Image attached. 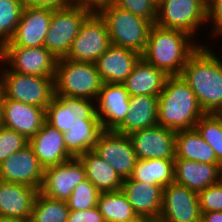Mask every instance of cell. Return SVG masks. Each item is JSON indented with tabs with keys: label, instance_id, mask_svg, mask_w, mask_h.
<instances>
[{
	"label": "cell",
	"instance_id": "obj_7",
	"mask_svg": "<svg viewBox=\"0 0 222 222\" xmlns=\"http://www.w3.org/2000/svg\"><path fill=\"white\" fill-rule=\"evenodd\" d=\"M91 13V10L71 3L65 8L53 10L44 47L57 59L66 57L82 24Z\"/></svg>",
	"mask_w": 222,
	"mask_h": 222
},
{
	"label": "cell",
	"instance_id": "obj_15",
	"mask_svg": "<svg viewBox=\"0 0 222 222\" xmlns=\"http://www.w3.org/2000/svg\"><path fill=\"white\" fill-rule=\"evenodd\" d=\"M45 168L28 144L0 164V181L24 184L40 190Z\"/></svg>",
	"mask_w": 222,
	"mask_h": 222
},
{
	"label": "cell",
	"instance_id": "obj_31",
	"mask_svg": "<svg viewBox=\"0 0 222 222\" xmlns=\"http://www.w3.org/2000/svg\"><path fill=\"white\" fill-rule=\"evenodd\" d=\"M97 207L105 222H130L139 218L122 190L100 193Z\"/></svg>",
	"mask_w": 222,
	"mask_h": 222
},
{
	"label": "cell",
	"instance_id": "obj_35",
	"mask_svg": "<svg viewBox=\"0 0 222 222\" xmlns=\"http://www.w3.org/2000/svg\"><path fill=\"white\" fill-rule=\"evenodd\" d=\"M100 191L86 178L81 181L66 200L70 210H85L97 206Z\"/></svg>",
	"mask_w": 222,
	"mask_h": 222
},
{
	"label": "cell",
	"instance_id": "obj_34",
	"mask_svg": "<svg viewBox=\"0 0 222 222\" xmlns=\"http://www.w3.org/2000/svg\"><path fill=\"white\" fill-rule=\"evenodd\" d=\"M196 130L213 148L216 157L222 162V123L215 114L205 113L196 123Z\"/></svg>",
	"mask_w": 222,
	"mask_h": 222
},
{
	"label": "cell",
	"instance_id": "obj_11",
	"mask_svg": "<svg viewBox=\"0 0 222 222\" xmlns=\"http://www.w3.org/2000/svg\"><path fill=\"white\" fill-rule=\"evenodd\" d=\"M57 60L44 46L0 48V63L5 62L8 70L20 74L55 77Z\"/></svg>",
	"mask_w": 222,
	"mask_h": 222
},
{
	"label": "cell",
	"instance_id": "obj_26",
	"mask_svg": "<svg viewBox=\"0 0 222 222\" xmlns=\"http://www.w3.org/2000/svg\"><path fill=\"white\" fill-rule=\"evenodd\" d=\"M167 77L163 71L147 63L141 57L135 64L132 73L122 84L130 97L136 95L159 96Z\"/></svg>",
	"mask_w": 222,
	"mask_h": 222
},
{
	"label": "cell",
	"instance_id": "obj_33",
	"mask_svg": "<svg viewBox=\"0 0 222 222\" xmlns=\"http://www.w3.org/2000/svg\"><path fill=\"white\" fill-rule=\"evenodd\" d=\"M23 8L20 1L0 0V48L12 39Z\"/></svg>",
	"mask_w": 222,
	"mask_h": 222
},
{
	"label": "cell",
	"instance_id": "obj_36",
	"mask_svg": "<svg viewBox=\"0 0 222 222\" xmlns=\"http://www.w3.org/2000/svg\"><path fill=\"white\" fill-rule=\"evenodd\" d=\"M112 4L150 21L153 25L157 20L156 0H113Z\"/></svg>",
	"mask_w": 222,
	"mask_h": 222
},
{
	"label": "cell",
	"instance_id": "obj_42",
	"mask_svg": "<svg viewBox=\"0 0 222 222\" xmlns=\"http://www.w3.org/2000/svg\"><path fill=\"white\" fill-rule=\"evenodd\" d=\"M71 4L98 12L101 8L112 4L113 0H70Z\"/></svg>",
	"mask_w": 222,
	"mask_h": 222
},
{
	"label": "cell",
	"instance_id": "obj_24",
	"mask_svg": "<svg viewBox=\"0 0 222 222\" xmlns=\"http://www.w3.org/2000/svg\"><path fill=\"white\" fill-rule=\"evenodd\" d=\"M38 192L24 184L0 181V217L30 218Z\"/></svg>",
	"mask_w": 222,
	"mask_h": 222
},
{
	"label": "cell",
	"instance_id": "obj_32",
	"mask_svg": "<svg viewBox=\"0 0 222 222\" xmlns=\"http://www.w3.org/2000/svg\"><path fill=\"white\" fill-rule=\"evenodd\" d=\"M69 212L66 201L51 199L38 192L30 220L31 222H67Z\"/></svg>",
	"mask_w": 222,
	"mask_h": 222
},
{
	"label": "cell",
	"instance_id": "obj_4",
	"mask_svg": "<svg viewBox=\"0 0 222 222\" xmlns=\"http://www.w3.org/2000/svg\"><path fill=\"white\" fill-rule=\"evenodd\" d=\"M98 13L106 23L112 45L143 54L153 26L150 21L113 4L101 8Z\"/></svg>",
	"mask_w": 222,
	"mask_h": 222
},
{
	"label": "cell",
	"instance_id": "obj_20",
	"mask_svg": "<svg viewBox=\"0 0 222 222\" xmlns=\"http://www.w3.org/2000/svg\"><path fill=\"white\" fill-rule=\"evenodd\" d=\"M3 126L13 129L30 140L46 121L45 109L5 98Z\"/></svg>",
	"mask_w": 222,
	"mask_h": 222
},
{
	"label": "cell",
	"instance_id": "obj_10",
	"mask_svg": "<svg viewBox=\"0 0 222 222\" xmlns=\"http://www.w3.org/2000/svg\"><path fill=\"white\" fill-rule=\"evenodd\" d=\"M110 45L104 19L98 12H92L82 24L65 58L76 62L95 63Z\"/></svg>",
	"mask_w": 222,
	"mask_h": 222
},
{
	"label": "cell",
	"instance_id": "obj_27",
	"mask_svg": "<svg viewBox=\"0 0 222 222\" xmlns=\"http://www.w3.org/2000/svg\"><path fill=\"white\" fill-rule=\"evenodd\" d=\"M175 158L209 164H222L213 148L194 129L176 131Z\"/></svg>",
	"mask_w": 222,
	"mask_h": 222
},
{
	"label": "cell",
	"instance_id": "obj_16",
	"mask_svg": "<svg viewBox=\"0 0 222 222\" xmlns=\"http://www.w3.org/2000/svg\"><path fill=\"white\" fill-rule=\"evenodd\" d=\"M137 159H175L176 131L164 126L134 131L128 135Z\"/></svg>",
	"mask_w": 222,
	"mask_h": 222
},
{
	"label": "cell",
	"instance_id": "obj_17",
	"mask_svg": "<svg viewBox=\"0 0 222 222\" xmlns=\"http://www.w3.org/2000/svg\"><path fill=\"white\" fill-rule=\"evenodd\" d=\"M53 9L24 7L12 39L2 47L35 48L44 46Z\"/></svg>",
	"mask_w": 222,
	"mask_h": 222
},
{
	"label": "cell",
	"instance_id": "obj_30",
	"mask_svg": "<svg viewBox=\"0 0 222 222\" xmlns=\"http://www.w3.org/2000/svg\"><path fill=\"white\" fill-rule=\"evenodd\" d=\"M106 130L101 122L97 125H76L63 133L64 144L73 157L94 150Z\"/></svg>",
	"mask_w": 222,
	"mask_h": 222
},
{
	"label": "cell",
	"instance_id": "obj_40",
	"mask_svg": "<svg viewBox=\"0 0 222 222\" xmlns=\"http://www.w3.org/2000/svg\"><path fill=\"white\" fill-rule=\"evenodd\" d=\"M67 222H105L98 207L85 210H70Z\"/></svg>",
	"mask_w": 222,
	"mask_h": 222
},
{
	"label": "cell",
	"instance_id": "obj_6",
	"mask_svg": "<svg viewBox=\"0 0 222 222\" xmlns=\"http://www.w3.org/2000/svg\"><path fill=\"white\" fill-rule=\"evenodd\" d=\"M0 67H4L0 65ZM0 87L5 98L25 104L46 107L54 97L55 77L20 74L6 67L0 68Z\"/></svg>",
	"mask_w": 222,
	"mask_h": 222
},
{
	"label": "cell",
	"instance_id": "obj_5",
	"mask_svg": "<svg viewBox=\"0 0 222 222\" xmlns=\"http://www.w3.org/2000/svg\"><path fill=\"white\" fill-rule=\"evenodd\" d=\"M102 84L95 63L76 62L65 57L57 60L54 78L56 95L96 101Z\"/></svg>",
	"mask_w": 222,
	"mask_h": 222
},
{
	"label": "cell",
	"instance_id": "obj_37",
	"mask_svg": "<svg viewBox=\"0 0 222 222\" xmlns=\"http://www.w3.org/2000/svg\"><path fill=\"white\" fill-rule=\"evenodd\" d=\"M28 144L29 140L20 133L4 126L0 127V164Z\"/></svg>",
	"mask_w": 222,
	"mask_h": 222
},
{
	"label": "cell",
	"instance_id": "obj_41",
	"mask_svg": "<svg viewBox=\"0 0 222 222\" xmlns=\"http://www.w3.org/2000/svg\"><path fill=\"white\" fill-rule=\"evenodd\" d=\"M24 7H38L49 9H62L67 7L71 2L70 0H22Z\"/></svg>",
	"mask_w": 222,
	"mask_h": 222
},
{
	"label": "cell",
	"instance_id": "obj_47",
	"mask_svg": "<svg viewBox=\"0 0 222 222\" xmlns=\"http://www.w3.org/2000/svg\"><path fill=\"white\" fill-rule=\"evenodd\" d=\"M147 221H148V219L139 217L137 220L130 221V222H147Z\"/></svg>",
	"mask_w": 222,
	"mask_h": 222
},
{
	"label": "cell",
	"instance_id": "obj_45",
	"mask_svg": "<svg viewBox=\"0 0 222 222\" xmlns=\"http://www.w3.org/2000/svg\"><path fill=\"white\" fill-rule=\"evenodd\" d=\"M0 222H31V220H30V218L17 219V218L0 217Z\"/></svg>",
	"mask_w": 222,
	"mask_h": 222
},
{
	"label": "cell",
	"instance_id": "obj_39",
	"mask_svg": "<svg viewBox=\"0 0 222 222\" xmlns=\"http://www.w3.org/2000/svg\"><path fill=\"white\" fill-rule=\"evenodd\" d=\"M207 20L213 25L211 28V30L213 29L212 35L222 37V0H209L207 2Z\"/></svg>",
	"mask_w": 222,
	"mask_h": 222
},
{
	"label": "cell",
	"instance_id": "obj_22",
	"mask_svg": "<svg viewBox=\"0 0 222 222\" xmlns=\"http://www.w3.org/2000/svg\"><path fill=\"white\" fill-rule=\"evenodd\" d=\"M29 145L44 168L56 166L74 158L67 151L63 133L46 121L39 132L29 140Z\"/></svg>",
	"mask_w": 222,
	"mask_h": 222
},
{
	"label": "cell",
	"instance_id": "obj_28",
	"mask_svg": "<svg viewBox=\"0 0 222 222\" xmlns=\"http://www.w3.org/2000/svg\"><path fill=\"white\" fill-rule=\"evenodd\" d=\"M83 163L86 178L101 192L121 190L123 180L94 150L87 151L78 157Z\"/></svg>",
	"mask_w": 222,
	"mask_h": 222
},
{
	"label": "cell",
	"instance_id": "obj_29",
	"mask_svg": "<svg viewBox=\"0 0 222 222\" xmlns=\"http://www.w3.org/2000/svg\"><path fill=\"white\" fill-rule=\"evenodd\" d=\"M130 178L167 187L174 182V159H137Z\"/></svg>",
	"mask_w": 222,
	"mask_h": 222
},
{
	"label": "cell",
	"instance_id": "obj_14",
	"mask_svg": "<svg viewBox=\"0 0 222 222\" xmlns=\"http://www.w3.org/2000/svg\"><path fill=\"white\" fill-rule=\"evenodd\" d=\"M94 151L115 169L122 180L131 177L137 156L128 135L106 130Z\"/></svg>",
	"mask_w": 222,
	"mask_h": 222
},
{
	"label": "cell",
	"instance_id": "obj_13",
	"mask_svg": "<svg viewBox=\"0 0 222 222\" xmlns=\"http://www.w3.org/2000/svg\"><path fill=\"white\" fill-rule=\"evenodd\" d=\"M85 179L84 165L79 158L74 157L62 164L45 168L39 192L48 198L66 201L73 189Z\"/></svg>",
	"mask_w": 222,
	"mask_h": 222
},
{
	"label": "cell",
	"instance_id": "obj_43",
	"mask_svg": "<svg viewBox=\"0 0 222 222\" xmlns=\"http://www.w3.org/2000/svg\"><path fill=\"white\" fill-rule=\"evenodd\" d=\"M201 214V222H222V211H213Z\"/></svg>",
	"mask_w": 222,
	"mask_h": 222
},
{
	"label": "cell",
	"instance_id": "obj_9",
	"mask_svg": "<svg viewBox=\"0 0 222 222\" xmlns=\"http://www.w3.org/2000/svg\"><path fill=\"white\" fill-rule=\"evenodd\" d=\"M96 101L56 95L45 110L46 122L64 133L76 125H97Z\"/></svg>",
	"mask_w": 222,
	"mask_h": 222
},
{
	"label": "cell",
	"instance_id": "obj_49",
	"mask_svg": "<svg viewBox=\"0 0 222 222\" xmlns=\"http://www.w3.org/2000/svg\"><path fill=\"white\" fill-rule=\"evenodd\" d=\"M147 222H163L160 219H152V220H148Z\"/></svg>",
	"mask_w": 222,
	"mask_h": 222
},
{
	"label": "cell",
	"instance_id": "obj_48",
	"mask_svg": "<svg viewBox=\"0 0 222 222\" xmlns=\"http://www.w3.org/2000/svg\"><path fill=\"white\" fill-rule=\"evenodd\" d=\"M219 182L222 184V166L220 167V177H219Z\"/></svg>",
	"mask_w": 222,
	"mask_h": 222
},
{
	"label": "cell",
	"instance_id": "obj_46",
	"mask_svg": "<svg viewBox=\"0 0 222 222\" xmlns=\"http://www.w3.org/2000/svg\"><path fill=\"white\" fill-rule=\"evenodd\" d=\"M214 114L222 123V108L218 109Z\"/></svg>",
	"mask_w": 222,
	"mask_h": 222
},
{
	"label": "cell",
	"instance_id": "obj_38",
	"mask_svg": "<svg viewBox=\"0 0 222 222\" xmlns=\"http://www.w3.org/2000/svg\"><path fill=\"white\" fill-rule=\"evenodd\" d=\"M201 213L222 211V184L210 185L198 193Z\"/></svg>",
	"mask_w": 222,
	"mask_h": 222
},
{
	"label": "cell",
	"instance_id": "obj_2",
	"mask_svg": "<svg viewBox=\"0 0 222 222\" xmlns=\"http://www.w3.org/2000/svg\"><path fill=\"white\" fill-rule=\"evenodd\" d=\"M192 38L186 32L165 29L154 24L150 28L141 57L167 76H180L188 58L201 46Z\"/></svg>",
	"mask_w": 222,
	"mask_h": 222
},
{
	"label": "cell",
	"instance_id": "obj_25",
	"mask_svg": "<svg viewBox=\"0 0 222 222\" xmlns=\"http://www.w3.org/2000/svg\"><path fill=\"white\" fill-rule=\"evenodd\" d=\"M130 108L124 121L114 130L121 134L158 125V96L136 95L129 97Z\"/></svg>",
	"mask_w": 222,
	"mask_h": 222
},
{
	"label": "cell",
	"instance_id": "obj_12",
	"mask_svg": "<svg viewBox=\"0 0 222 222\" xmlns=\"http://www.w3.org/2000/svg\"><path fill=\"white\" fill-rule=\"evenodd\" d=\"M201 218L198 193L175 182L163 188L161 221L201 222Z\"/></svg>",
	"mask_w": 222,
	"mask_h": 222
},
{
	"label": "cell",
	"instance_id": "obj_18",
	"mask_svg": "<svg viewBox=\"0 0 222 222\" xmlns=\"http://www.w3.org/2000/svg\"><path fill=\"white\" fill-rule=\"evenodd\" d=\"M129 97L123 84H102L96 100V113L105 130H115L124 121L130 108Z\"/></svg>",
	"mask_w": 222,
	"mask_h": 222
},
{
	"label": "cell",
	"instance_id": "obj_19",
	"mask_svg": "<svg viewBox=\"0 0 222 222\" xmlns=\"http://www.w3.org/2000/svg\"><path fill=\"white\" fill-rule=\"evenodd\" d=\"M121 190L138 217L148 220L159 219L163 197L161 186L127 178L123 180Z\"/></svg>",
	"mask_w": 222,
	"mask_h": 222
},
{
	"label": "cell",
	"instance_id": "obj_8",
	"mask_svg": "<svg viewBox=\"0 0 222 222\" xmlns=\"http://www.w3.org/2000/svg\"><path fill=\"white\" fill-rule=\"evenodd\" d=\"M207 20L206 0H159L155 25L180 30L195 37L194 33Z\"/></svg>",
	"mask_w": 222,
	"mask_h": 222
},
{
	"label": "cell",
	"instance_id": "obj_21",
	"mask_svg": "<svg viewBox=\"0 0 222 222\" xmlns=\"http://www.w3.org/2000/svg\"><path fill=\"white\" fill-rule=\"evenodd\" d=\"M140 58L138 52L111 44L95 64L103 83L122 84Z\"/></svg>",
	"mask_w": 222,
	"mask_h": 222
},
{
	"label": "cell",
	"instance_id": "obj_1",
	"mask_svg": "<svg viewBox=\"0 0 222 222\" xmlns=\"http://www.w3.org/2000/svg\"><path fill=\"white\" fill-rule=\"evenodd\" d=\"M201 45L187 60L180 76L194 91L204 113L222 108V60Z\"/></svg>",
	"mask_w": 222,
	"mask_h": 222
},
{
	"label": "cell",
	"instance_id": "obj_3",
	"mask_svg": "<svg viewBox=\"0 0 222 222\" xmlns=\"http://www.w3.org/2000/svg\"><path fill=\"white\" fill-rule=\"evenodd\" d=\"M158 104V125L174 131L194 129L205 114L181 76L167 77Z\"/></svg>",
	"mask_w": 222,
	"mask_h": 222
},
{
	"label": "cell",
	"instance_id": "obj_44",
	"mask_svg": "<svg viewBox=\"0 0 222 222\" xmlns=\"http://www.w3.org/2000/svg\"><path fill=\"white\" fill-rule=\"evenodd\" d=\"M4 101H5V96L3 93L2 88L0 87V127L3 126V105H4Z\"/></svg>",
	"mask_w": 222,
	"mask_h": 222
},
{
	"label": "cell",
	"instance_id": "obj_23",
	"mask_svg": "<svg viewBox=\"0 0 222 222\" xmlns=\"http://www.w3.org/2000/svg\"><path fill=\"white\" fill-rule=\"evenodd\" d=\"M222 164H209L182 158L174 159V182L199 193L217 184Z\"/></svg>",
	"mask_w": 222,
	"mask_h": 222
}]
</instances>
